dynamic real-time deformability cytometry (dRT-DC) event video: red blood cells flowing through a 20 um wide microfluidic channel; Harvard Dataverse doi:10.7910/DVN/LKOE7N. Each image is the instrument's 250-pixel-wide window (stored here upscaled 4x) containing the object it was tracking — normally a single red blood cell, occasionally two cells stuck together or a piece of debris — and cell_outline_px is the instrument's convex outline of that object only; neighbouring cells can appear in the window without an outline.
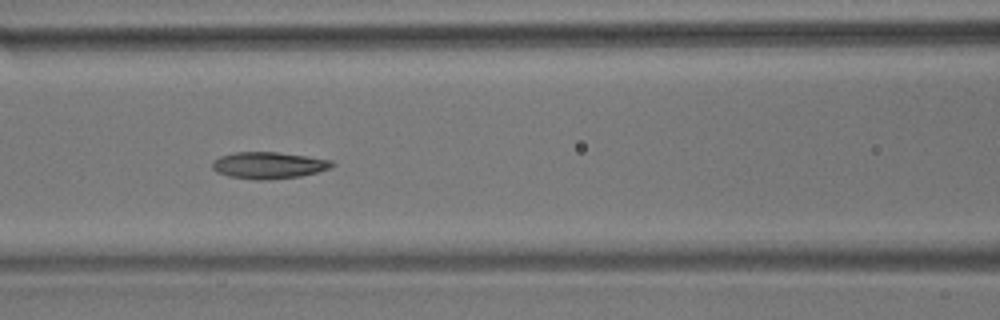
{"species": "common noctule bat (a hibernating species)", "species_latin": "Nyctalus noctula", "temperature_condition": "room temperature", "stored_images_in_passage": 9, "camera_frame_rate_fps": 3000, "um_per_image_px": 0.085, "animal": {"sex": "male", "body_mass_g": 17.9}, "frame": {"image": 1, "passage_image": 7, "time_ms": 7.0, "image_size_px": [1000, 320], "cell_outline_px": [[336, 164], [332, 168], [300, 176], [264, 180], [256, 180], [228, 176], [216, 172], [212, 168], [212, 160], [220, 156], [232, 152], [276, 152], [308, 156], [332, 160]], "centroid_in_image_um": [22.82, 14.04], "position_along_channel_um": 143.8, "area_um2": 18.79}}
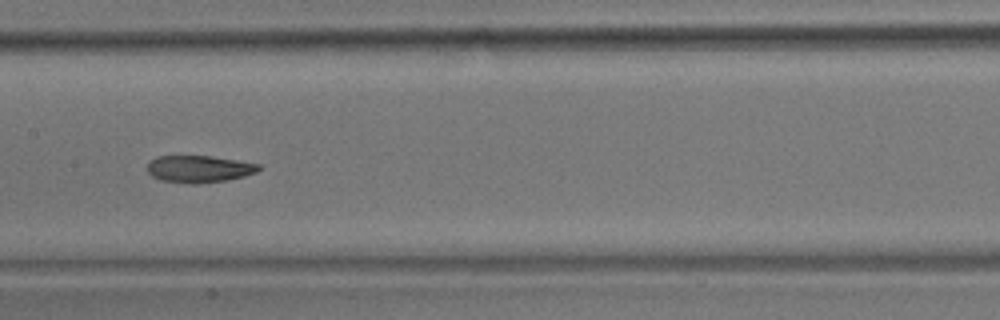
{"frame": {"image": 2, "passage_image": 8, "time_ms": 8.333, "image_size_px": [1000, 320], "cell_outline_px": [[260, 168], [256, 172], [244, 176], [228, 180], [196, 184], [192, 184], [160, 180], [152, 176], [148, 172], [148, 160], [156, 156], [208, 156], [236, 160], [260, 164]], "centroid_in_image_um": [16.89, 14.36], "position_along_channel_um": 190.5, "area_um2": 17.57}}